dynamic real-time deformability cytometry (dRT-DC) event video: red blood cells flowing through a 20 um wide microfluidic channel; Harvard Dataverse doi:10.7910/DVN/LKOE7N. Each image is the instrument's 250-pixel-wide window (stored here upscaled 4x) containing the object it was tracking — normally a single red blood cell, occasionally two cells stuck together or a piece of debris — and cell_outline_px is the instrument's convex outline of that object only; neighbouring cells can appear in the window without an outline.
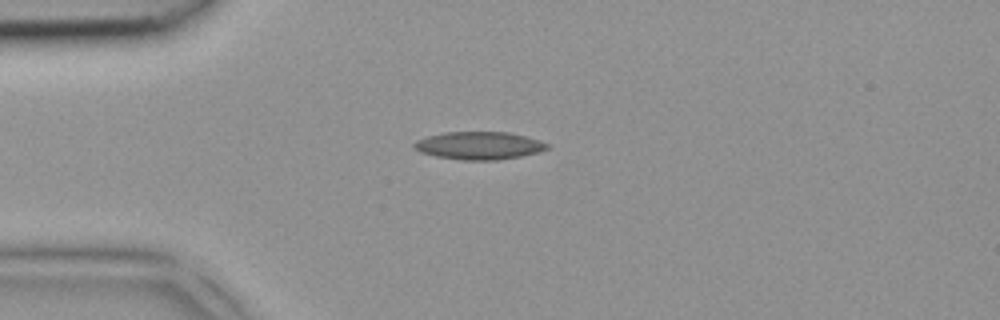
{"species": "common noctule bat (a hibernating species)", "species_latin": "Nyctalus noctula", "temperature_condition": "room temperature", "stored_images_in_passage": 4, "camera_frame_rate_fps": 3000, "um_per_image_px": 0.085, "animal": {"sex": "female", "body_mass_g": 18.4}, "frame": {"image": 1, "passage_image": 4, "time_ms": 1.0, "image_size_px": [1000, 320], "cell_outline_px": [[552, 148], [540, 152], [520, 156], [496, 160], [464, 160], [436, 156], [420, 152], [412, 148], [412, 144], [416, 140], [428, 136], [444, 132], [508, 132], [524, 136], [548, 144]], "centroid_in_image_um": [40.7, 12.37], "position_along_channel_um": 44.3, "area_um2": 21.5}}